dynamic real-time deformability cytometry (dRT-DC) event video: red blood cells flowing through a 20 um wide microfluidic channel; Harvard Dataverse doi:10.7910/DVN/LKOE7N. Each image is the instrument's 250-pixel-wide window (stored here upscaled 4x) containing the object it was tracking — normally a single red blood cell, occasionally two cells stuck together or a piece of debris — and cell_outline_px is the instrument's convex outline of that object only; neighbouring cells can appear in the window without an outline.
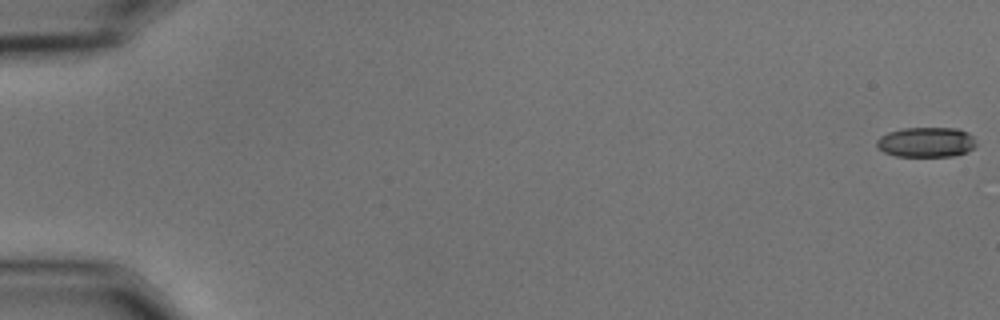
{"species": "common noctule bat (a hibernating species)", "species_latin": "Nyctalus noctula", "temperature_condition": "cold", "stored_images_in_passage": 57, "camera_frame_rate_fps": 3000, "um_per_image_px": 0.085, "animal": {"sex": "male", "body_mass_g": 15.6}, "frame": {"image": 1, "passage_image": 1, "time_ms": 0.0, "image_size_px": [1000, 320], "cell_outline_px": [[976, 144], [968, 152], [952, 156], [896, 156], [884, 152], [876, 144], [876, 140], [880, 136], [888, 132], [904, 128], [956, 128], [968, 132], [972, 136]], "centroid_in_image_um": [78.73, 12.08], "position_along_channel_um": 6.3, "area_um2": 17.34}}
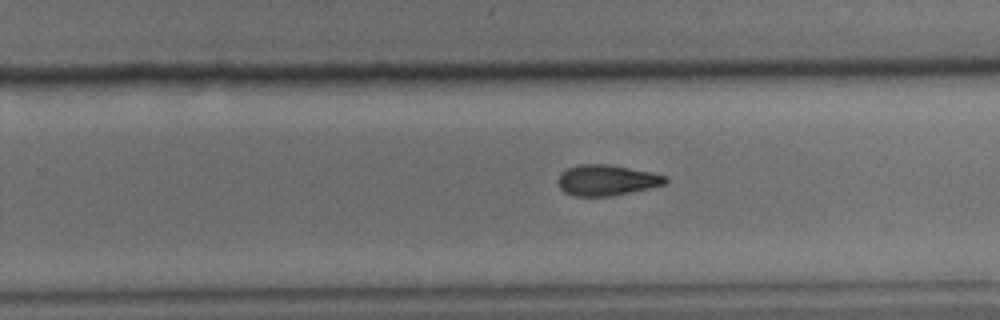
{"frame": {"image": 2, "passage_image": 37, "time_ms": 12.0, "image_size_px": [1000, 320], "cell_outline_px": [[668, 180], [664, 184], [648, 188], [608, 196], [572, 196], [564, 192], [560, 188], [556, 180], [560, 172], [568, 168], [580, 164], [604, 164], [652, 172], [664, 176]], "centroid_in_image_um": [51.49, 15.31], "position_along_channel_um": 278.3, "area_um2": 19.02}}
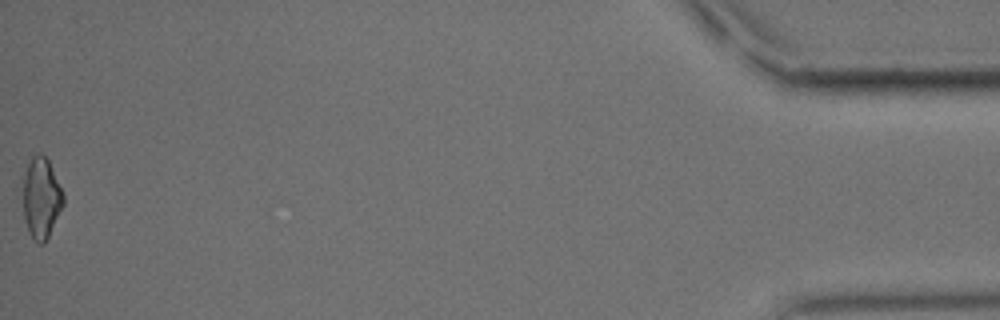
{"frame": {"image": 3, "passage_image": 57, "time_ms": 18.667, "image_size_px": [1000, 320], "cell_outline_px": [[64, 204], [44, 244], [36, 244], [32, 240], [28, 232], [24, 220], [24, 176], [28, 164], [32, 156], [36, 152], [40, 152], [48, 160], [64, 196]], "centroid_in_image_um": [3.5, 16.87], "position_along_channel_um": 431.7, "area_um2": 18.84}, "authors_computed_cell_mechanics": {"area_um2": 18.9584, "velocity_mm_per_s": 3.6462, "shape_relaxation_time_tau1_ms": 7.4443, "shape_relaxation_time_tau2_ms": 7.0302, "deformation_change_tau1": 0.1548, "deformation_change_tau2": 0.1479}}